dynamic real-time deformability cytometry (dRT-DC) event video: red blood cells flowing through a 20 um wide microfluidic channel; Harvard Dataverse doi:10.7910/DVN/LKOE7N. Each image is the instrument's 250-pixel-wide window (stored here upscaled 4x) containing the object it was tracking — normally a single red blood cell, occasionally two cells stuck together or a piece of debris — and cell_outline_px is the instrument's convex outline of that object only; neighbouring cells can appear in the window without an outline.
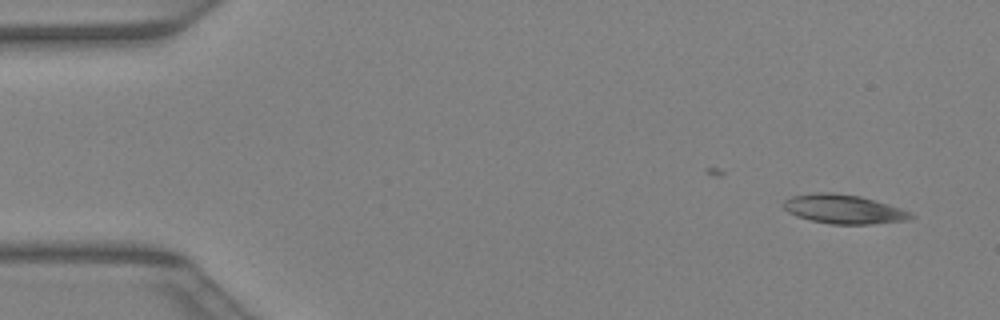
{"species": "Egyptian fruit bat (a non-hibernating species)", "species_latin": "Rousettus aegyptiacus", "temperature_condition": "warm", "stored_images_in_passage": 19, "camera_frame_rate_fps": 3000, "um_per_image_px": 0.085, "animal": {"sex": "female"}, "frame": {"image": 1, "passage_image": 2, "time_ms": 0.333, "image_size_px": [1000, 320], "cell_outline_px": [[916, 216], [908, 220], [872, 224], [832, 224], [812, 220], [796, 216], [788, 212], [780, 204], [784, 200], [792, 196], [816, 192], [832, 192], [860, 196], [900, 208]], "centroid_in_image_um": [71.67, 17.77], "position_along_channel_um": 13.3, "area_um2": 21.5}}
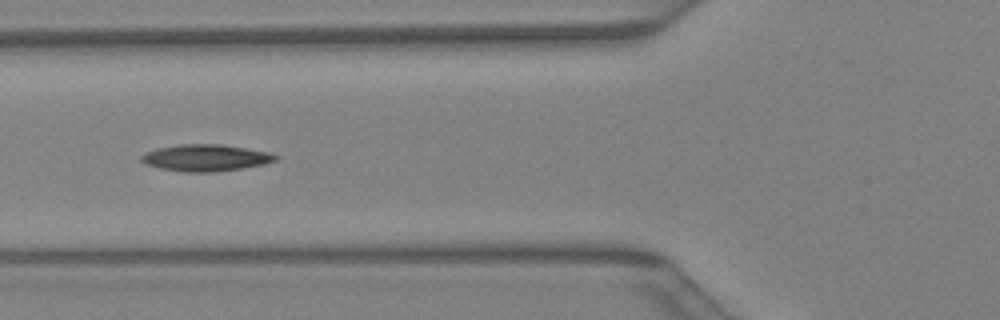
{"frame": {"image": 2, "passage_image": 15, "time_ms": 4.667, "image_size_px": [1000, 320], "cell_outline_px": [[280, 156], [276, 160], [264, 164], [244, 168], [216, 172], [180, 172], [160, 168], [148, 164], [140, 160], [140, 156], [156, 148], [180, 144], [220, 144], [268, 152]], "centroid_in_image_um": [17.49, 13.42], "position_along_channel_um": 108.3, "area_um2": 20.87}}
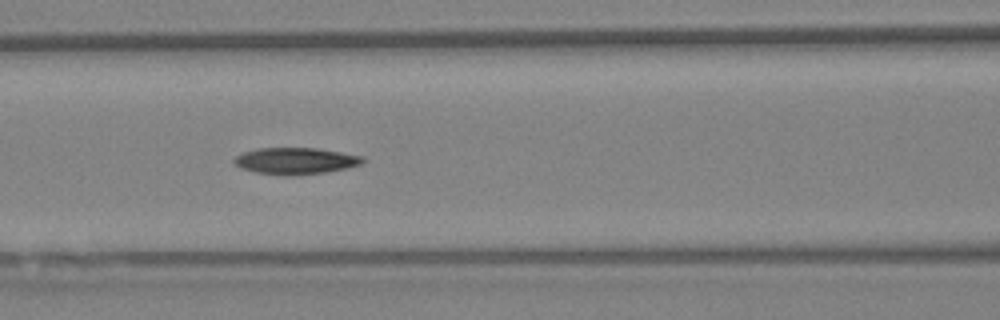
{"frame": {"image": 3, "passage_image": 17, "time_ms": 5.333, "image_size_px": [1000, 320], "cell_outline_px": [[368, 160], [360, 164], [348, 168], [324, 172], [284, 176], [256, 172], [240, 168], [232, 160], [236, 156], [244, 152], [256, 148], [316, 148], [364, 156]], "centroid_in_image_um": [25.14, 13.67], "position_along_channel_um": 141.5, "area_um2": 19.94}}